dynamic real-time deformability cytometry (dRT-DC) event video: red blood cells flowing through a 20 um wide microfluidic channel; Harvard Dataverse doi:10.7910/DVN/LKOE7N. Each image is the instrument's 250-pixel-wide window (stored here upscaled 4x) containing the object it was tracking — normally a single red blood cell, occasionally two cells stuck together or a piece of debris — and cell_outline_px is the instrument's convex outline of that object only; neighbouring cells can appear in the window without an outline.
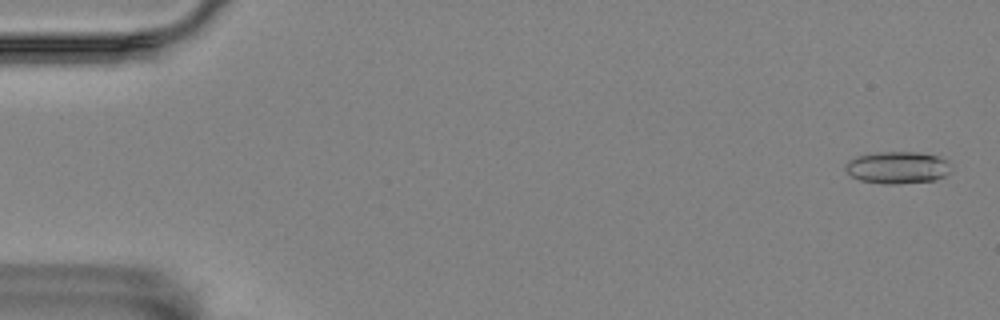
{"species": "Egyptian fruit bat (a non-hibernating species)", "species_latin": "Rousettus aegyptiacus", "temperature_condition": "room temperature", "stored_images_in_passage": 56, "camera_frame_rate_fps": 3000, "um_per_image_px": 0.085, "animal": {"sex": "female"}, "frame": {"image": 1, "passage_image": 2, "time_ms": 0.333, "image_size_px": [1000, 320], "cell_outline_px": [[952, 168], [944, 176], [932, 180], [896, 184], [884, 184], [860, 180], [852, 176], [844, 168], [844, 164], [848, 160], [856, 156], [872, 152], [920, 152], [936, 156], [948, 160], [952, 164]], "centroid_in_image_um": [76.27, 14.22], "position_along_channel_um": 8.7, "area_um2": 19.94}}
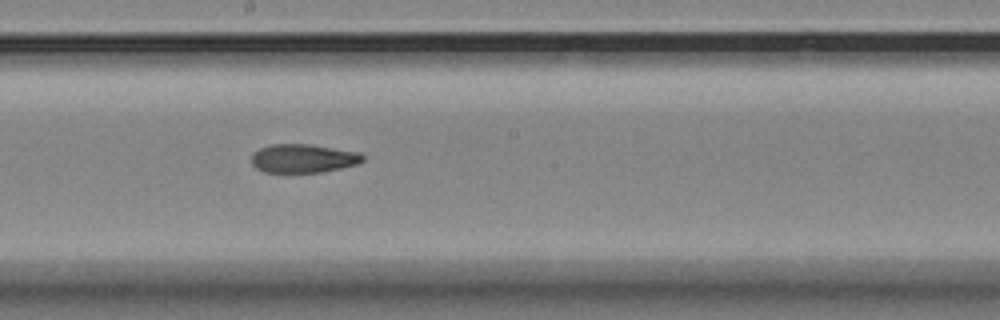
{"frame": {"image": 2, "passage_image": 31, "time_ms": 10.0, "image_size_px": [1000, 320], "cell_outline_px": [[364, 160], [360, 164], [320, 172], [264, 172], [256, 168], [252, 164], [252, 152], [268, 144], [308, 144], [360, 152], [364, 156]], "centroid_in_image_um": [25.77, 13.46], "position_along_channel_um": 222.4, "area_um2": 18.67}}
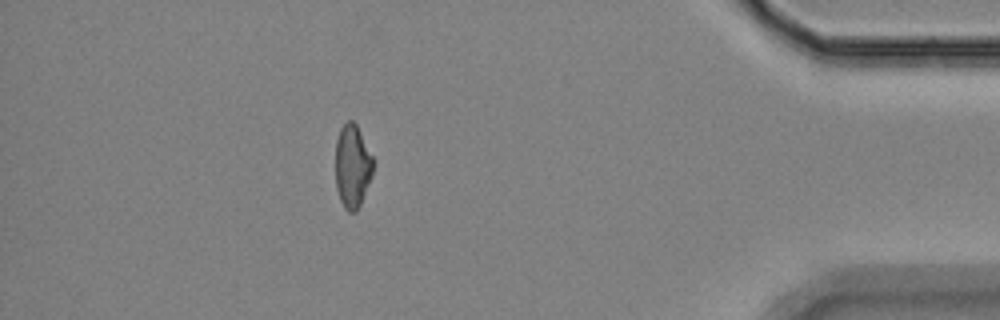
{"frame": {"image": 3, "passage_image": 50, "time_ms": 16.333, "image_size_px": [1000, 320], "cell_outline_px": [[376, 160], [372, 176], [360, 204], [356, 212], [348, 212], [344, 208], [340, 200], [336, 188], [336, 140], [340, 128], [348, 120], [352, 120], [356, 124]], "centroid_in_image_um": [29.98, 14.12], "position_along_channel_um": 405.2, "area_um2": 18.61}, "authors_computed_cell_mechanics": {"area_um2": 19.2763, "velocity_mm_per_s": 3.5737, "shape_relaxation_time_tau1_ms": null, "shape_relaxation_time_tau2_ms": 3.4186, "deformation_change_tau1": null, "deformation_change_tau2": 0.108}}